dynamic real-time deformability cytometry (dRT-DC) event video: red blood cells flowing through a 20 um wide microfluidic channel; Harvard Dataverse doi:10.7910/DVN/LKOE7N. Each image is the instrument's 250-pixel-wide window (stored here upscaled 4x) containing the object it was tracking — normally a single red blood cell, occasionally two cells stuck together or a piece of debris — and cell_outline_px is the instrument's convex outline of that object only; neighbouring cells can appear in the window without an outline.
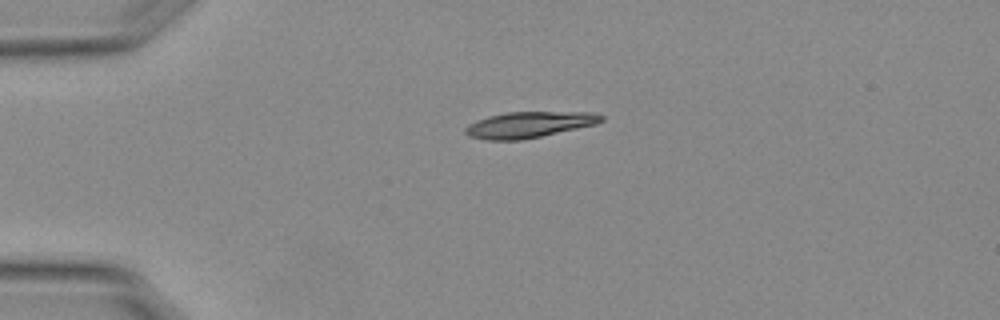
{"species": "Egyptian fruit bat (a non-hibernating species)", "species_latin": "Rousettus aegyptiacus", "temperature_condition": "warm", "stored_images_in_passage": 42, "camera_frame_rate_fps": 3000, "um_per_image_px": 0.085, "animal": {"sex": "female"}, "frame": {"image": 1, "passage_image": 1, "time_ms": 0.0, "image_size_px": [1000, 320], "cell_outline_px": [[604, 120], [596, 124], [540, 136], [520, 140], [484, 140], [468, 136], [464, 132], [464, 128], [468, 124], [476, 120], [488, 116], [508, 112], [592, 112], [604, 116]], "centroid_in_image_um": [44.93, 10.59], "position_along_channel_um": 40.1, "area_um2": 20.58}}
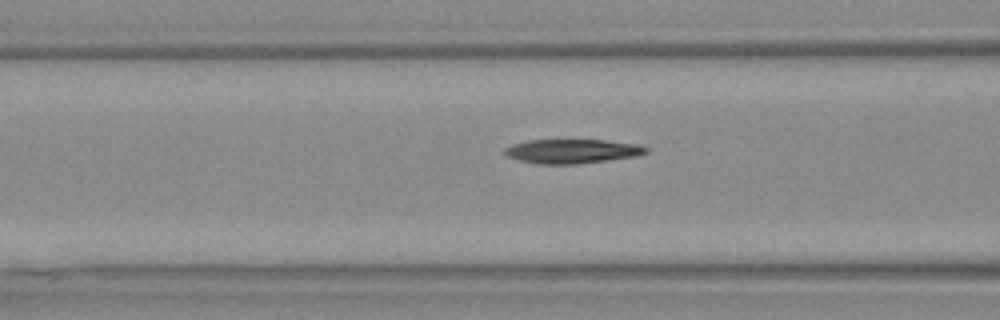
{"frame": {"image": 2, "passage_image": 10, "time_ms": 3.0, "image_size_px": [1000, 320], "cell_outline_px": [[648, 152], [640, 156], [576, 164], [540, 164], [520, 160], [508, 156], [504, 152], [504, 148], [512, 144], [528, 140], [604, 140], [640, 144], [648, 148]], "centroid_in_image_um": [48.68, 12.85], "position_along_channel_um": 117.9, "area_um2": 20.0}}
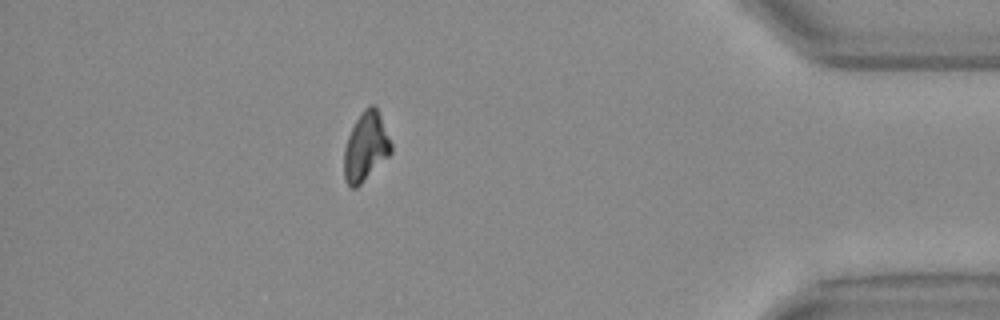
{"frame": {"image": 3, "passage_image": 36, "time_ms": 11.667, "image_size_px": [1000, 320], "cell_outline_px": [[392, 152], [356, 188], [352, 188], [348, 184], [344, 176], [344, 148], [348, 136], [356, 120], [364, 108], [368, 104], [372, 104], [376, 108], [380, 116], [392, 144]], "centroid_in_image_um": [31.08, 12.46], "position_along_channel_um": 404.1, "area_um2": 18.5}, "authors_computed_cell_mechanics": {"area_um2": 20.0566, "velocity_mm_per_s": 3.7799, "shape_relaxation_time_tau1_ms": 8.9328, "shape_relaxation_time_tau2_ms": null, "deformation_change_tau1": 0.2373, "deformation_change_tau2": null}}